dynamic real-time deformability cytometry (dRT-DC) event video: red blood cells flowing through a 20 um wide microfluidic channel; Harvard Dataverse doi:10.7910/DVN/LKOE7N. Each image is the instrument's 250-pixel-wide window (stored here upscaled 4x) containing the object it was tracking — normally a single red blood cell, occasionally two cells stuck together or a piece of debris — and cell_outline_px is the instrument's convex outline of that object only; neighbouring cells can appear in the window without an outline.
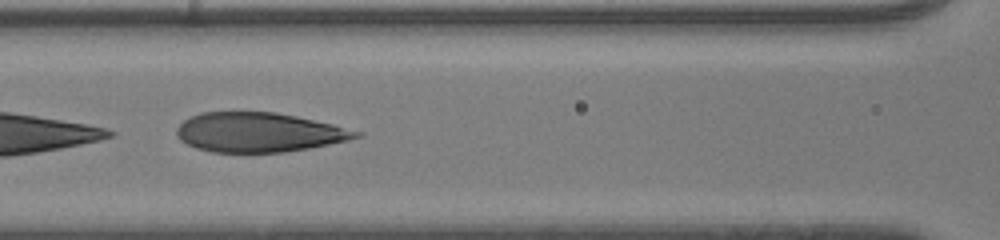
{"species": "human", "species_latin": "Homo sapiens", "temperature_condition": "room temperature", "stored_images_in_passage": 44, "camera_frame_rate_fps": 3000, "um_per_image_px": 0.085, "donor": {"sex": "male"}, "frame": {"image": 1, "passage_image": 28, "time_ms": 9.0, "image_size_px": [1000, 240], "cell_outline_px": [[364, 136], [348, 140], [308, 148], [284, 152], [212, 152], [196, 148], [180, 140], [176, 136], [176, 128], [184, 120], [200, 112], [276, 112], [296, 116], [332, 124], [364, 132]], "centroid_in_image_um": [22.01, 11.24], "position_along_channel_um": 144.6, "area_um2": 41.27}}